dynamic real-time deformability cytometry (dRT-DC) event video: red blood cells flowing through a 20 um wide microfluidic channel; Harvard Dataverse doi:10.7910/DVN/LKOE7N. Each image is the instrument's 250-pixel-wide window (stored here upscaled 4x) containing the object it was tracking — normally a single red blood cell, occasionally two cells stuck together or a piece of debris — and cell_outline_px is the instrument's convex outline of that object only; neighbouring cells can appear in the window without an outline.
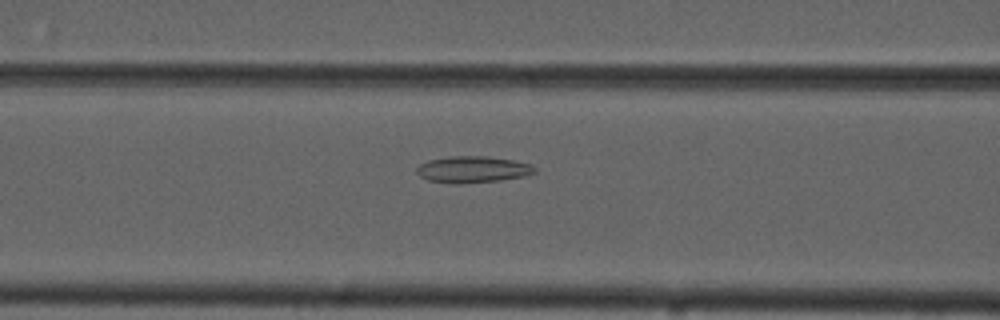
{"species": "common noctule bat (a hibernating species)", "species_latin": "Nyctalus noctula", "temperature_condition": "cold", "stored_images_in_passage": 55, "camera_frame_rate_fps": 3000, "um_per_image_px": 0.085, "animal": {"sex": "male", "forearm_length_mm": 52.5}, "frame": {"image": 1, "passage_image": 23, "time_ms": 7.333, "image_size_px": [1000, 320], "cell_outline_px": [[536, 172], [524, 176], [500, 180], [456, 184], [428, 180], [420, 176], [416, 172], [416, 168], [420, 164], [428, 160], [452, 156], [484, 156], [512, 160], [532, 164], [536, 168]], "centroid_in_image_um": [40.17, 14.4], "position_along_channel_um": 126.4, "area_um2": 18.15}}
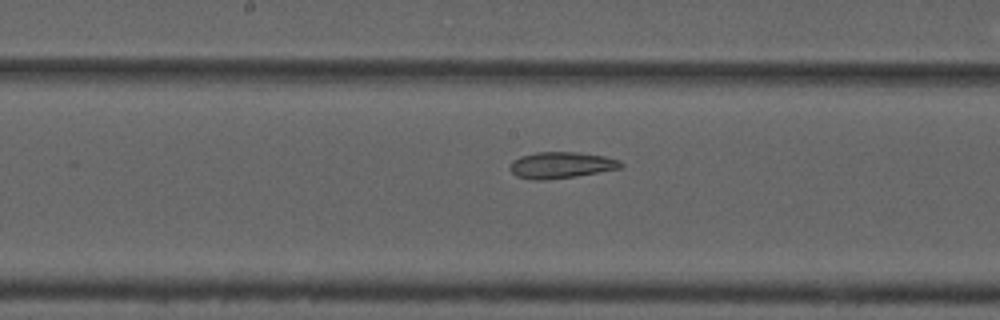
{"frame": {"image": 2, "passage_image": 29, "time_ms": 9.333, "image_size_px": [1000, 320], "cell_outline_px": [[624, 164], [620, 168], [576, 176], [544, 180], [532, 180], [516, 176], [508, 168], [512, 160], [520, 156], [536, 152], [576, 152], [604, 156], [620, 160]], "centroid_in_image_um": [47.65, 14.03], "position_along_channel_um": 200.5, "area_um2": 17.05}}
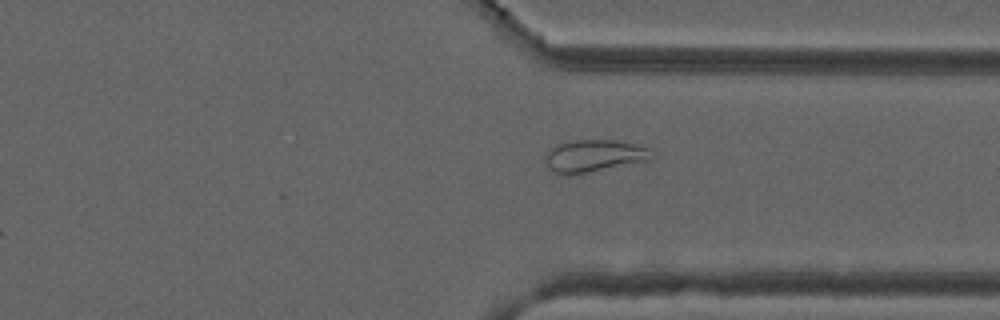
{"frame": {"image": 3, "passage_image": 42, "time_ms": 13.667, "image_size_px": [1000, 320], "cell_outline_px": [[656, 156], [652, 160], [568, 176], [556, 172], [544, 160], [544, 156], [556, 144], [576, 140], [616, 140], [652, 148], [656, 152]], "centroid_in_image_um": [50.6, 13.24], "position_along_channel_um": 360.8, "area_um2": 20.23}, "authors_computed_cell_mechanics": {"area_um2": 22.7732, "velocity_mm_per_s": 3.7042, "shape_relaxation_time_tau1_ms": null, "shape_relaxation_time_tau2_ms": 3.086, "deformation_change_tau1": null, "deformation_change_tau2": 0.0986}}